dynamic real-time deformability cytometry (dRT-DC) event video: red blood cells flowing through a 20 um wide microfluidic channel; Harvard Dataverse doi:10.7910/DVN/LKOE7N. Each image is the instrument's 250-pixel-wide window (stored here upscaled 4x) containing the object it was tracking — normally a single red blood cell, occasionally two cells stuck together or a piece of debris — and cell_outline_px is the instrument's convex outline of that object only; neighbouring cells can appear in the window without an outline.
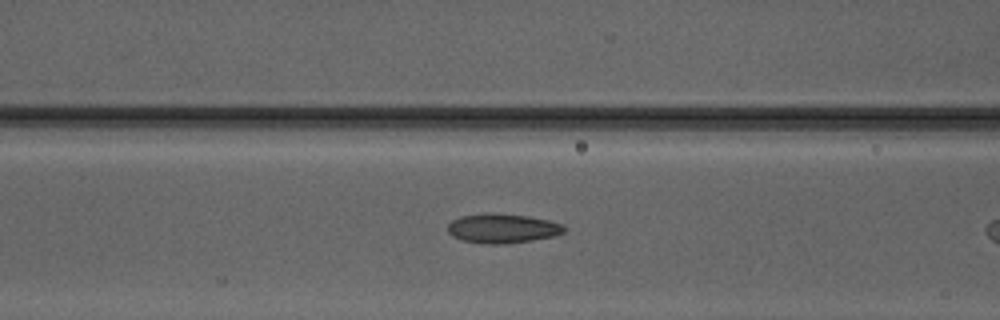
{"species": "Egyptian fruit bat (a non-hibernating species)", "species_latin": "Rousettus aegyptiacus", "temperature_condition": "warm", "stored_images_in_passage": 27, "camera_frame_rate_fps": 3000, "um_per_image_px": 0.085, "animal": {"sex": "male"}, "frame": {"image": 1, "passage_image": 7, "time_ms": 2.0, "image_size_px": [1000, 320], "cell_outline_px": [[564, 232], [556, 236], [532, 240], [504, 244], [484, 244], [460, 240], [452, 236], [448, 232], [448, 224], [452, 220], [460, 216], [484, 212], [492, 212], [528, 216], [548, 220], [560, 224], [564, 228]], "centroid_in_image_um": [42.66, 19.41], "position_along_channel_um": 123.9, "area_um2": 20.17}}
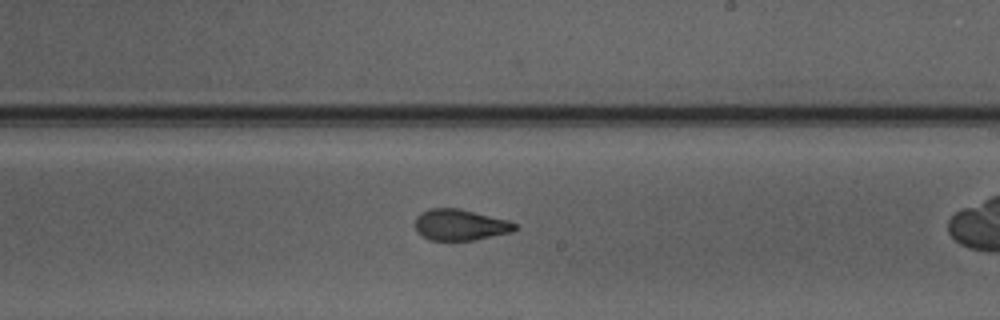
{"frame": {"image": 2, "passage_image": 16, "time_ms": 5.0, "image_size_px": [1000, 320], "cell_outline_px": [[520, 228], [512, 232], [472, 240], [428, 240], [420, 236], [416, 232], [416, 216], [420, 212], [428, 208], [460, 208], [508, 220], [516, 224]], "centroid_in_image_um": [39.1, 19.11], "position_along_channel_um": 249.9, "area_um2": 18.32}}
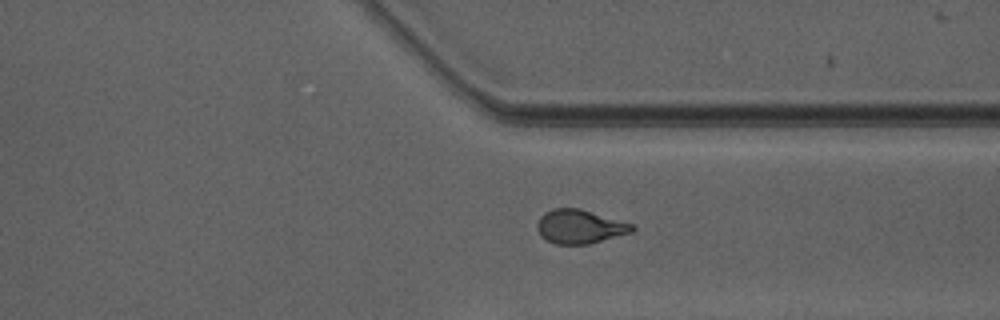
{"frame": {"image": 3, "passage_image": 24, "time_ms": 7.667, "image_size_px": [1000, 320], "cell_outline_px": [[636, 228], [632, 232], [588, 244], [556, 244], [540, 236], [536, 228], [536, 224], [540, 216], [544, 212], [552, 208], [580, 208], [632, 224]], "centroid_in_image_um": [49.24, 19.25], "position_along_channel_um": 362.2, "area_um2": 18.73}}